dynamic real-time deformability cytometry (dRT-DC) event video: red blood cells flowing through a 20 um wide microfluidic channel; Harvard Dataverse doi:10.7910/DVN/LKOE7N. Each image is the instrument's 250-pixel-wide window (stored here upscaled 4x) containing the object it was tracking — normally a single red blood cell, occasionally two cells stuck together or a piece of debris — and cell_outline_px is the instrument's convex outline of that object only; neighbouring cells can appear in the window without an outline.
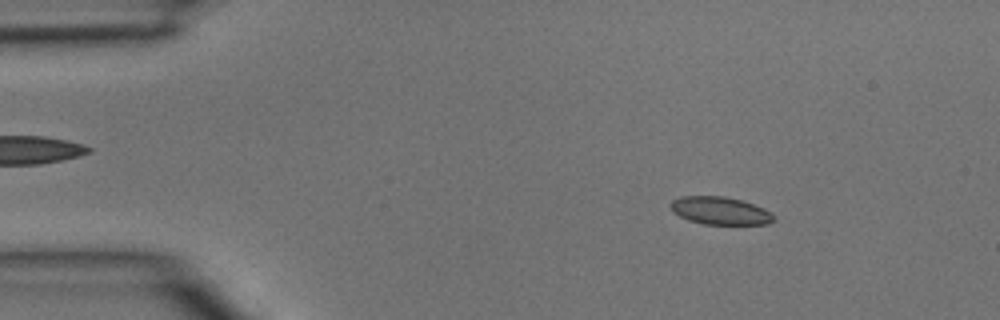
{"species": "common noctule bat (a hibernating species)", "species_latin": "Nyctalus noctula", "temperature_condition": "room temperature", "stored_images_in_passage": 42, "camera_frame_rate_fps": 3000, "um_per_image_px": 0.085, "animal": {"sex": "male", "body_mass_g": 15.6}, "frame": {"image": 1, "passage_image": 4, "time_ms": 1.0, "image_size_px": [1000, 320], "cell_outline_px": [[776, 220], [768, 224], [704, 224], [688, 220], [672, 212], [668, 204], [672, 200], [680, 196], [724, 196], [740, 200], [764, 208], [772, 212], [776, 216]], "centroid_in_image_um": [61.21, 17.91], "position_along_channel_um": 23.8, "area_um2": 16.88}}
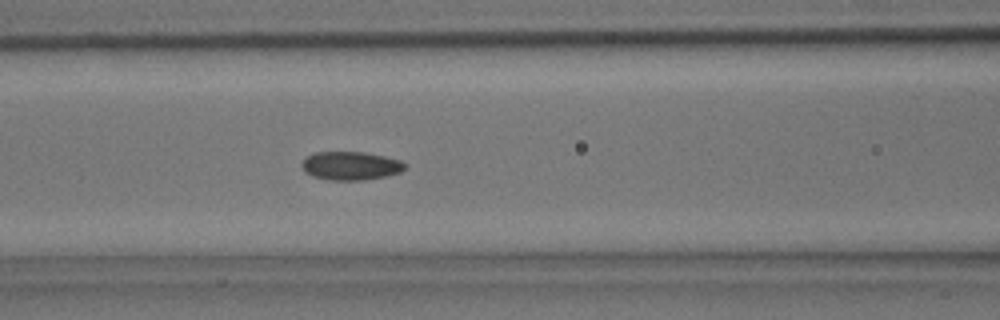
{"frame": {"image": 2, "passage_image": 16, "time_ms": 5.0, "image_size_px": [1000, 320], "cell_outline_px": [[408, 164], [400, 172], [384, 176], [364, 180], [328, 180], [312, 176], [304, 172], [300, 164], [308, 156], [316, 152], [364, 152], [384, 156], [400, 160]], "centroid_in_image_um": [29.79, 14.09], "position_along_channel_um": 136.8, "area_um2": 17.11}}
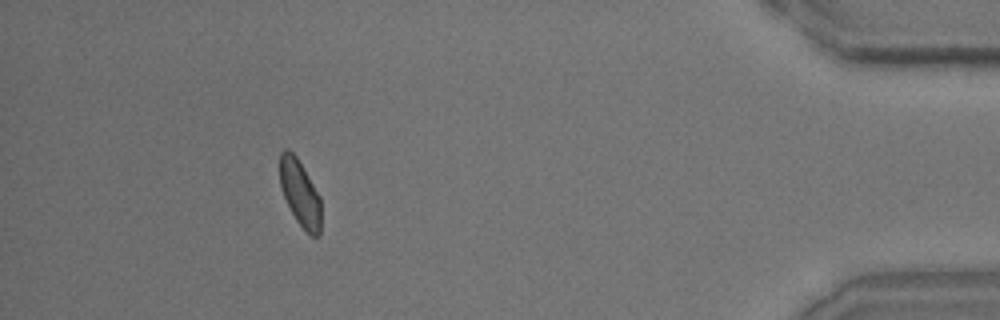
{"frame": {"image": 3, "passage_image": 38, "time_ms": 12.333, "image_size_px": [1000, 320], "cell_outline_px": [[320, 236], [312, 236], [296, 220], [280, 188], [280, 152], [284, 148], [288, 148], [296, 156], [320, 196]], "centroid_in_image_um": [25.49, 16.38], "position_along_channel_um": 409.7, "area_um2": 15.66}}